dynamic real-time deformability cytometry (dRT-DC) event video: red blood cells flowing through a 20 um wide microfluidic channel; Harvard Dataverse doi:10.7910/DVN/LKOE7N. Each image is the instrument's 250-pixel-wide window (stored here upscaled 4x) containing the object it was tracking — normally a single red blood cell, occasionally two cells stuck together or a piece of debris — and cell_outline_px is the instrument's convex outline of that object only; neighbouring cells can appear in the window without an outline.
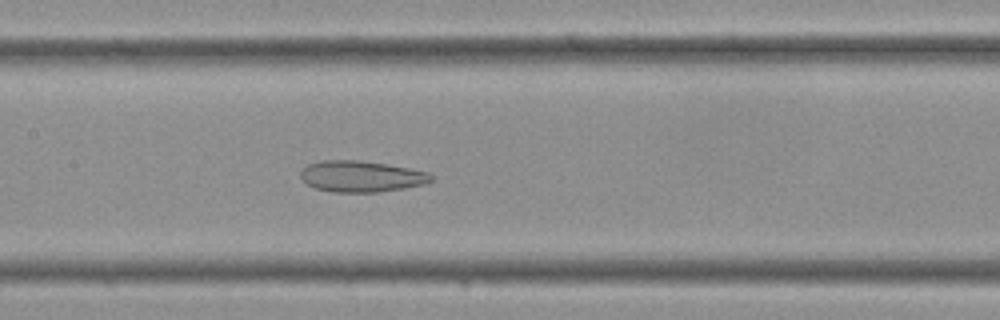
{"species": "Egyptian fruit bat (a non-hibernating species)", "species_latin": "Rousettus aegyptiacus", "temperature_condition": "cold", "stored_images_in_passage": 36, "camera_frame_rate_fps": 3000, "um_per_image_px": 0.085, "frame": {"image": 1, "passage_image": 16, "time_ms": 5.0, "image_size_px": [1000, 320], "cell_outline_px": [[432, 180], [428, 184], [404, 188], [376, 192], [332, 192], [316, 188], [308, 184], [300, 176], [300, 172], [308, 164], [320, 160], [360, 160], [408, 168], [428, 172], [432, 176]], "centroid_in_image_um": [30.71, 14.99], "position_along_channel_um": 176.7, "area_um2": 23.64}}
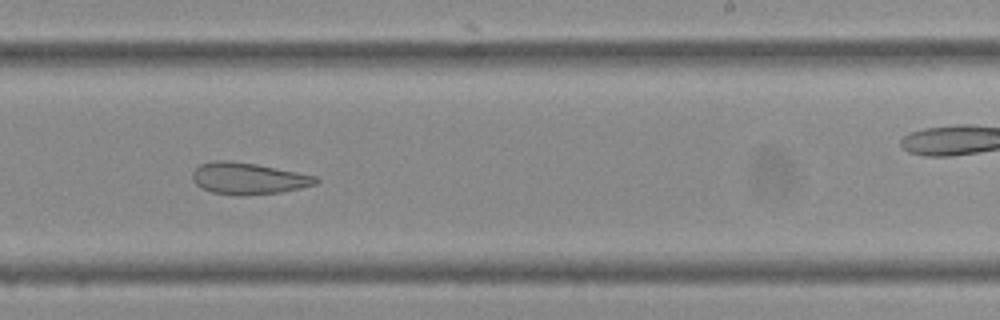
{"frame": {"image": 2, "passage_image": 21, "time_ms": 6.667, "image_size_px": [1000, 320], "cell_outline_px": [[320, 180], [316, 184], [300, 188], [280, 192], [240, 196], [212, 192], [200, 188], [192, 180], [192, 172], [200, 164], [212, 160], [228, 160], [256, 164], [316, 176]], "centroid_in_image_um": [21.06, 15.17], "position_along_channel_um": 267.9, "area_um2": 22.77}}
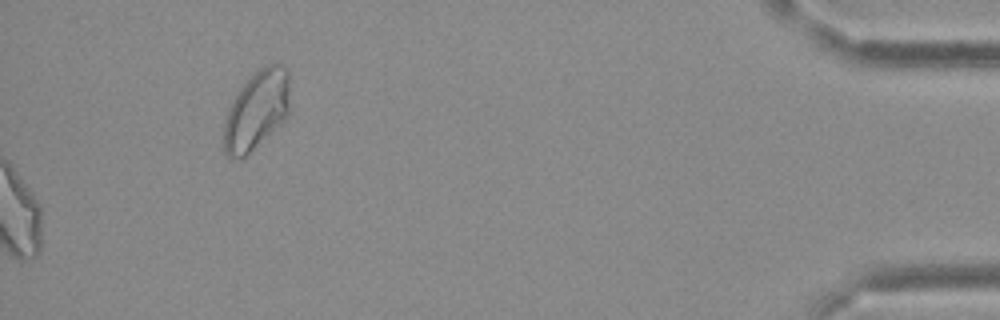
{"frame": {"image": 3, "passage_image": 36, "time_ms": 11.667, "image_size_px": [1000, 320], "cell_outline_px": [[288, 112], [284, 120], [280, 124], [240, 160], [232, 160], [224, 156], [220, 148], [224, 120], [240, 88], [260, 68], [268, 64], [284, 64], [288, 68]], "centroid_in_image_um": [21.74, 9.44], "position_along_channel_um": 413.5, "area_um2": 30.4}}